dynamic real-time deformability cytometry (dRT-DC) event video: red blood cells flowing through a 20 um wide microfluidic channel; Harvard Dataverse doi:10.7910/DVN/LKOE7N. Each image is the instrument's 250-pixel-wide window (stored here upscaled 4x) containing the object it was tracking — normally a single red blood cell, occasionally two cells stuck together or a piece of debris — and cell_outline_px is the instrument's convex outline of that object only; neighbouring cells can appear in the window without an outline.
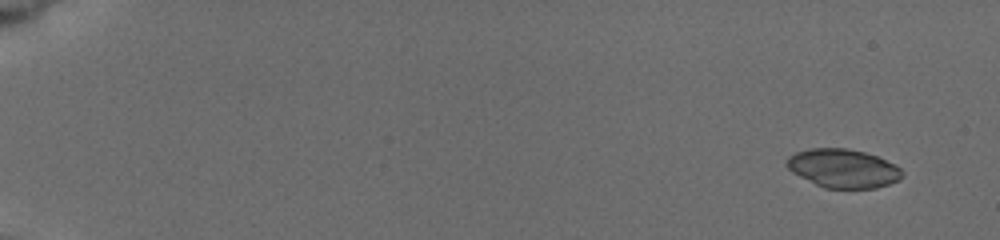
{"species": "common noctule bat (a hibernating species)", "species_latin": "Nyctalus noctula", "temperature_condition": "cold", "stored_images_in_passage": 10, "camera_frame_rate_fps": 3000, "um_per_image_px": 0.085, "animal": {"sex": "female", "body_mass_g": 19.5, "forearm_length_mm": 54.1}, "frame": {"image": 1, "passage_image": 2, "time_ms": 0.667, "image_size_px": [1000, 240], "cell_outline_px": [[904, 176], [900, 180], [876, 188], [824, 188], [792, 172], [784, 164], [788, 156], [796, 152], [812, 148], [848, 148], [864, 152], [876, 156], [896, 164], [904, 172]], "centroid_in_image_um": [71.68, 14.31], "position_along_channel_um": 13.3, "area_um2": 26.13}}